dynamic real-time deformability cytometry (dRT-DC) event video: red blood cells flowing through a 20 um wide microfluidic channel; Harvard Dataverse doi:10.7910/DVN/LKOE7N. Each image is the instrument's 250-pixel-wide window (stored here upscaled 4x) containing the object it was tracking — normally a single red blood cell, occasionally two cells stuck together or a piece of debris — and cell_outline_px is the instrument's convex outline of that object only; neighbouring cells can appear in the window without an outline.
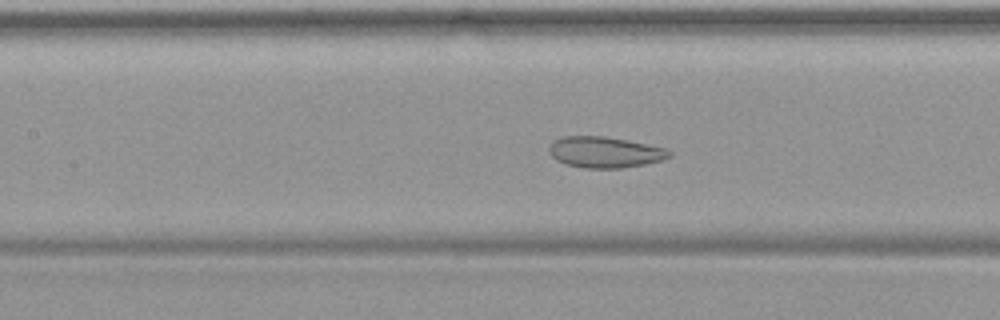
{"species": "common noctule bat (a hibernating species)", "species_latin": "Nyctalus noctula", "temperature_condition": "warm", "stored_images_in_passage": 50, "camera_frame_rate_fps": 3000, "um_per_image_px": 0.085, "animal": {"sex": "female", "body_mass_g": 19.9}, "frame": {"image": 1, "passage_image": 23, "time_ms": 7.333, "image_size_px": [1000, 320], "cell_outline_px": [[672, 156], [664, 160], [644, 164], [620, 168], [584, 168], [568, 164], [556, 160], [548, 152], [548, 148], [552, 140], [564, 136], [604, 136], [628, 140], [668, 148], [672, 152]], "centroid_in_image_um": [51.43, 12.93], "position_along_channel_um": 156.0, "area_um2": 21.96}}
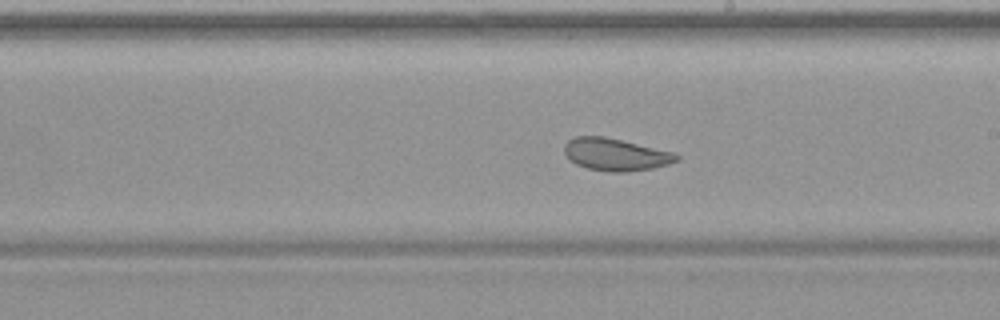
{"frame": {"image": 2, "passage_image": 29, "time_ms": 9.333, "image_size_px": [1000, 320], "cell_outline_px": [[680, 160], [668, 164], [652, 168], [624, 172], [608, 172], [588, 168], [576, 164], [568, 160], [564, 152], [564, 144], [568, 140], [576, 136], [604, 136], [676, 152], [680, 156]], "centroid_in_image_um": [52.33, 13.13], "position_along_channel_um": 236.7, "area_um2": 21.39}}
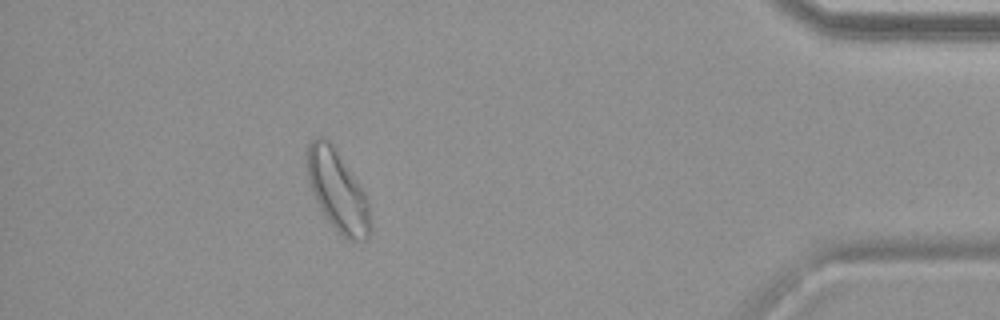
{"frame": {"image": 3, "passage_image": 45, "time_ms": 14.667, "image_size_px": [1000, 320], "cell_outline_px": [[372, 224], [368, 236], [364, 240], [348, 240], [324, 216], [312, 192], [308, 180], [304, 164], [304, 148], [316, 136], [324, 136], [332, 144], [360, 184], [368, 200]], "centroid_in_image_um": [28.65, 16.15], "position_along_channel_um": 406.6, "area_um2": 30.17}}